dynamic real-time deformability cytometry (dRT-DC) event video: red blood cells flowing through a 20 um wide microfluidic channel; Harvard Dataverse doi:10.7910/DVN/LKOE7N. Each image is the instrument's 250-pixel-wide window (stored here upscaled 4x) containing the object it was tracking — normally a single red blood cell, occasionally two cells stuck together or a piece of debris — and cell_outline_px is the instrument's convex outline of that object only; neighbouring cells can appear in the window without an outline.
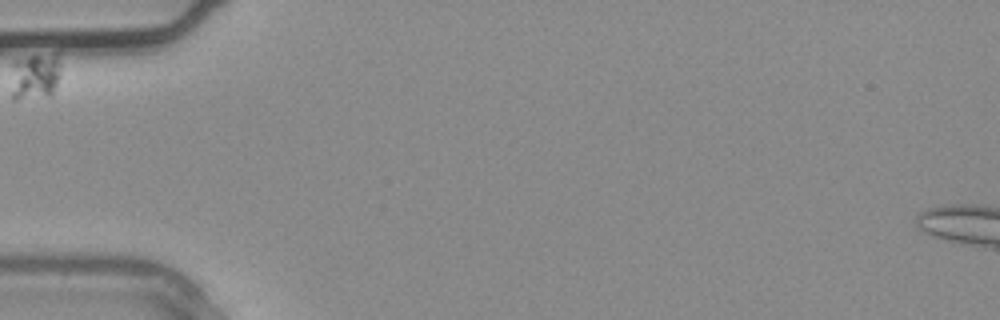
{"species": "common noctule bat (a hibernating species)", "species_latin": "Nyctalus noctula", "temperature_condition": "warm", "stored_images_in_passage": 4, "camera_frame_rate_fps": 3000, "um_per_image_px": 0.085, "animal": {"sex": "male", "body_mass_g": 20.4}, "frame": {"image": 1, "passage_image": 1, "time_ms": 0.0, "image_size_px": [1000, 320], "cell_outline_px": [[60, 72], [52, 96], [16, 100], [12, 100], [12, 60], [28, 56], [56, 52], [60, 64]], "centroid_in_image_um": [2.97, 6.47], "position_along_channel_um": 82.0, "area_um2": 13.93}}
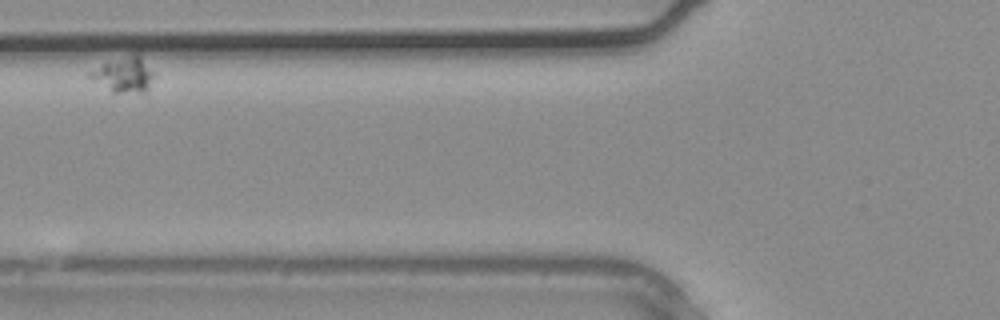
{"frame": {"image": 2, "passage_image": 2, "time_ms": 0.333, "image_size_px": [1000, 320], "cell_outline_px": [[152, 76], [148, 88], [144, 92], [112, 92], [88, 76], [88, 72], [104, 64], [136, 52], [140, 56], [152, 72]], "centroid_in_image_um": [10.52, 6.35], "position_along_channel_um": 115.3, "area_um2": 12.43}}
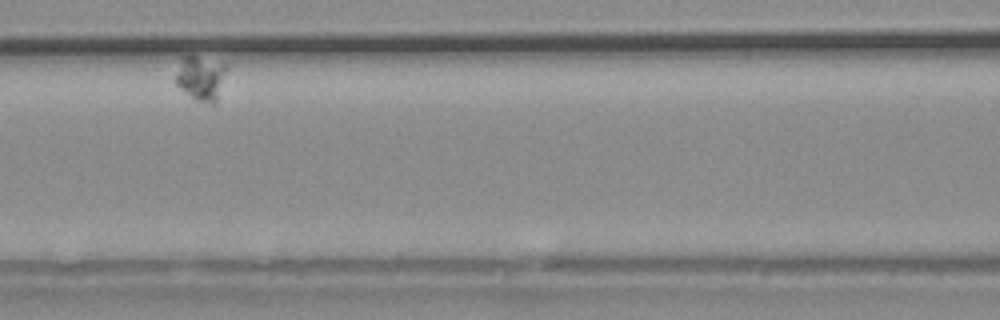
{"frame": {"image": 3, "passage_image": 3, "time_ms": 0.667, "image_size_px": [1000, 320], "cell_outline_px": [[228, 68], [216, 104], [212, 104], [196, 100], [180, 88], [172, 80], [184, 56], [196, 56], [228, 64]], "centroid_in_image_um": [17.1, 6.64], "position_along_channel_um": 149.5, "area_um2": 13.35}}